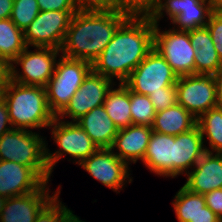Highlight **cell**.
<instances>
[{
    "mask_svg": "<svg viewBox=\"0 0 222 222\" xmlns=\"http://www.w3.org/2000/svg\"><path fill=\"white\" fill-rule=\"evenodd\" d=\"M153 130L150 126L132 124L126 128L119 129L110 147L119 159L130 165L138 160H143L147 151L148 143Z\"/></svg>",
    "mask_w": 222,
    "mask_h": 222,
    "instance_id": "18",
    "label": "cell"
},
{
    "mask_svg": "<svg viewBox=\"0 0 222 222\" xmlns=\"http://www.w3.org/2000/svg\"><path fill=\"white\" fill-rule=\"evenodd\" d=\"M189 37L195 52V74L214 75L221 67L222 60L214 47L207 27L189 30Z\"/></svg>",
    "mask_w": 222,
    "mask_h": 222,
    "instance_id": "22",
    "label": "cell"
},
{
    "mask_svg": "<svg viewBox=\"0 0 222 222\" xmlns=\"http://www.w3.org/2000/svg\"><path fill=\"white\" fill-rule=\"evenodd\" d=\"M103 106L118 129L132 125L130 89L124 83H119L118 88L111 87Z\"/></svg>",
    "mask_w": 222,
    "mask_h": 222,
    "instance_id": "24",
    "label": "cell"
},
{
    "mask_svg": "<svg viewBox=\"0 0 222 222\" xmlns=\"http://www.w3.org/2000/svg\"><path fill=\"white\" fill-rule=\"evenodd\" d=\"M218 106L222 107V67L213 75Z\"/></svg>",
    "mask_w": 222,
    "mask_h": 222,
    "instance_id": "41",
    "label": "cell"
},
{
    "mask_svg": "<svg viewBox=\"0 0 222 222\" xmlns=\"http://www.w3.org/2000/svg\"><path fill=\"white\" fill-rule=\"evenodd\" d=\"M52 128L51 134L56 145L60 149L54 153L46 148V160L48 167L53 172L54 166L64 155H70L76 160L78 165L89 156H91L98 147L87 135V133L79 126L77 122H69L58 119L57 117L49 125Z\"/></svg>",
    "mask_w": 222,
    "mask_h": 222,
    "instance_id": "6",
    "label": "cell"
},
{
    "mask_svg": "<svg viewBox=\"0 0 222 222\" xmlns=\"http://www.w3.org/2000/svg\"><path fill=\"white\" fill-rule=\"evenodd\" d=\"M48 182L37 191L7 198L0 222H35L38 213L58 194L60 187L51 196Z\"/></svg>",
    "mask_w": 222,
    "mask_h": 222,
    "instance_id": "15",
    "label": "cell"
},
{
    "mask_svg": "<svg viewBox=\"0 0 222 222\" xmlns=\"http://www.w3.org/2000/svg\"><path fill=\"white\" fill-rule=\"evenodd\" d=\"M205 203L222 221V188L203 195Z\"/></svg>",
    "mask_w": 222,
    "mask_h": 222,
    "instance_id": "36",
    "label": "cell"
},
{
    "mask_svg": "<svg viewBox=\"0 0 222 222\" xmlns=\"http://www.w3.org/2000/svg\"><path fill=\"white\" fill-rule=\"evenodd\" d=\"M175 136L152 132L142 163L157 175L174 178Z\"/></svg>",
    "mask_w": 222,
    "mask_h": 222,
    "instance_id": "19",
    "label": "cell"
},
{
    "mask_svg": "<svg viewBox=\"0 0 222 222\" xmlns=\"http://www.w3.org/2000/svg\"><path fill=\"white\" fill-rule=\"evenodd\" d=\"M196 222H222L221 219L207 206L197 215Z\"/></svg>",
    "mask_w": 222,
    "mask_h": 222,
    "instance_id": "39",
    "label": "cell"
},
{
    "mask_svg": "<svg viewBox=\"0 0 222 222\" xmlns=\"http://www.w3.org/2000/svg\"><path fill=\"white\" fill-rule=\"evenodd\" d=\"M206 27L210 32L218 56L222 60V14L212 13Z\"/></svg>",
    "mask_w": 222,
    "mask_h": 222,
    "instance_id": "33",
    "label": "cell"
},
{
    "mask_svg": "<svg viewBox=\"0 0 222 222\" xmlns=\"http://www.w3.org/2000/svg\"><path fill=\"white\" fill-rule=\"evenodd\" d=\"M79 9L120 10L119 0H77Z\"/></svg>",
    "mask_w": 222,
    "mask_h": 222,
    "instance_id": "35",
    "label": "cell"
},
{
    "mask_svg": "<svg viewBox=\"0 0 222 222\" xmlns=\"http://www.w3.org/2000/svg\"><path fill=\"white\" fill-rule=\"evenodd\" d=\"M1 97L7 104L13 128H48L56 118L49 108L45 87L23 85L11 80Z\"/></svg>",
    "mask_w": 222,
    "mask_h": 222,
    "instance_id": "3",
    "label": "cell"
},
{
    "mask_svg": "<svg viewBox=\"0 0 222 222\" xmlns=\"http://www.w3.org/2000/svg\"><path fill=\"white\" fill-rule=\"evenodd\" d=\"M197 126L204 139L207 138L209 146L206 152L222 153V107L211 108L197 119Z\"/></svg>",
    "mask_w": 222,
    "mask_h": 222,
    "instance_id": "26",
    "label": "cell"
},
{
    "mask_svg": "<svg viewBox=\"0 0 222 222\" xmlns=\"http://www.w3.org/2000/svg\"><path fill=\"white\" fill-rule=\"evenodd\" d=\"M154 47V23L149 16L130 15L117 29L92 71L124 83Z\"/></svg>",
    "mask_w": 222,
    "mask_h": 222,
    "instance_id": "1",
    "label": "cell"
},
{
    "mask_svg": "<svg viewBox=\"0 0 222 222\" xmlns=\"http://www.w3.org/2000/svg\"><path fill=\"white\" fill-rule=\"evenodd\" d=\"M59 194L38 213L35 222H61L63 215L69 208L59 200Z\"/></svg>",
    "mask_w": 222,
    "mask_h": 222,
    "instance_id": "31",
    "label": "cell"
},
{
    "mask_svg": "<svg viewBox=\"0 0 222 222\" xmlns=\"http://www.w3.org/2000/svg\"><path fill=\"white\" fill-rule=\"evenodd\" d=\"M172 202L179 222H196L197 215L206 206L203 195L194 193L182 186Z\"/></svg>",
    "mask_w": 222,
    "mask_h": 222,
    "instance_id": "27",
    "label": "cell"
},
{
    "mask_svg": "<svg viewBox=\"0 0 222 222\" xmlns=\"http://www.w3.org/2000/svg\"><path fill=\"white\" fill-rule=\"evenodd\" d=\"M212 13L222 14V0H208Z\"/></svg>",
    "mask_w": 222,
    "mask_h": 222,
    "instance_id": "43",
    "label": "cell"
},
{
    "mask_svg": "<svg viewBox=\"0 0 222 222\" xmlns=\"http://www.w3.org/2000/svg\"><path fill=\"white\" fill-rule=\"evenodd\" d=\"M27 47L24 31L10 18L0 20V58L12 63Z\"/></svg>",
    "mask_w": 222,
    "mask_h": 222,
    "instance_id": "25",
    "label": "cell"
},
{
    "mask_svg": "<svg viewBox=\"0 0 222 222\" xmlns=\"http://www.w3.org/2000/svg\"><path fill=\"white\" fill-rule=\"evenodd\" d=\"M78 10L40 11L24 30L28 47L61 49L72 16Z\"/></svg>",
    "mask_w": 222,
    "mask_h": 222,
    "instance_id": "10",
    "label": "cell"
},
{
    "mask_svg": "<svg viewBox=\"0 0 222 222\" xmlns=\"http://www.w3.org/2000/svg\"><path fill=\"white\" fill-rule=\"evenodd\" d=\"M186 175L188 178L183 186L191 192L204 195L221 189L222 153L206 152Z\"/></svg>",
    "mask_w": 222,
    "mask_h": 222,
    "instance_id": "17",
    "label": "cell"
},
{
    "mask_svg": "<svg viewBox=\"0 0 222 222\" xmlns=\"http://www.w3.org/2000/svg\"><path fill=\"white\" fill-rule=\"evenodd\" d=\"M40 11L79 10L77 0H37Z\"/></svg>",
    "mask_w": 222,
    "mask_h": 222,
    "instance_id": "34",
    "label": "cell"
},
{
    "mask_svg": "<svg viewBox=\"0 0 222 222\" xmlns=\"http://www.w3.org/2000/svg\"><path fill=\"white\" fill-rule=\"evenodd\" d=\"M178 75L164 57L152 49L131 72L124 84L136 93L149 96L163 87H176Z\"/></svg>",
    "mask_w": 222,
    "mask_h": 222,
    "instance_id": "7",
    "label": "cell"
},
{
    "mask_svg": "<svg viewBox=\"0 0 222 222\" xmlns=\"http://www.w3.org/2000/svg\"><path fill=\"white\" fill-rule=\"evenodd\" d=\"M45 181L31 168L0 160V196L10 198L37 191Z\"/></svg>",
    "mask_w": 222,
    "mask_h": 222,
    "instance_id": "16",
    "label": "cell"
},
{
    "mask_svg": "<svg viewBox=\"0 0 222 222\" xmlns=\"http://www.w3.org/2000/svg\"><path fill=\"white\" fill-rule=\"evenodd\" d=\"M197 126V119L184 107L176 103L165 110L156 112L152 130L171 136L186 133Z\"/></svg>",
    "mask_w": 222,
    "mask_h": 222,
    "instance_id": "23",
    "label": "cell"
},
{
    "mask_svg": "<svg viewBox=\"0 0 222 222\" xmlns=\"http://www.w3.org/2000/svg\"><path fill=\"white\" fill-rule=\"evenodd\" d=\"M90 176L114 192L122 190L125 182L131 183L129 165L118 158L110 148H98L91 156L79 164ZM128 179V180H127ZM127 180V181H126Z\"/></svg>",
    "mask_w": 222,
    "mask_h": 222,
    "instance_id": "13",
    "label": "cell"
},
{
    "mask_svg": "<svg viewBox=\"0 0 222 222\" xmlns=\"http://www.w3.org/2000/svg\"><path fill=\"white\" fill-rule=\"evenodd\" d=\"M59 58L54 74L45 87L47 102L55 117L66 108L71 97L92 71V63L88 61L71 59L62 55Z\"/></svg>",
    "mask_w": 222,
    "mask_h": 222,
    "instance_id": "5",
    "label": "cell"
},
{
    "mask_svg": "<svg viewBox=\"0 0 222 222\" xmlns=\"http://www.w3.org/2000/svg\"><path fill=\"white\" fill-rule=\"evenodd\" d=\"M154 24V49H156L179 76L195 74V52L188 31L168 29L160 31Z\"/></svg>",
    "mask_w": 222,
    "mask_h": 222,
    "instance_id": "8",
    "label": "cell"
},
{
    "mask_svg": "<svg viewBox=\"0 0 222 222\" xmlns=\"http://www.w3.org/2000/svg\"><path fill=\"white\" fill-rule=\"evenodd\" d=\"M28 48L27 46L11 63L12 81L23 85L46 87L54 74L60 50L48 47H34L35 51H29ZM15 65H21L22 72L18 71Z\"/></svg>",
    "mask_w": 222,
    "mask_h": 222,
    "instance_id": "9",
    "label": "cell"
},
{
    "mask_svg": "<svg viewBox=\"0 0 222 222\" xmlns=\"http://www.w3.org/2000/svg\"><path fill=\"white\" fill-rule=\"evenodd\" d=\"M76 122L98 148H110L119 130L103 105L93 108Z\"/></svg>",
    "mask_w": 222,
    "mask_h": 222,
    "instance_id": "21",
    "label": "cell"
},
{
    "mask_svg": "<svg viewBox=\"0 0 222 222\" xmlns=\"http://www.w3.org/2000/svg\"><path fill=\"white\" fill-rule=\"evenodd\" d=\"M205 139L198 126L192 130L175 136L174 178L187 174L206 153Z\"/></svg>",
    "mask_w": 222,
    "mask_h": 222,
    "instance_id": "20",
    "label": "cell"
},
{
    "mask_svg": "<svg viewBox=\"0 0 222 222\" xmlns=\"http://www.w3.org/2000/svg\"><path fill=\"white\" fill-rule=\"evenodd\" d=\"M130 110L132 124L152 126L156 110L147 95L130 90Z\"/></svg>",
    "mask_w": 222,
    "mask_h": 222,
    "instance_id": "28",
    "label": "cell"
},
{
    "mask_svg": "<svg viewBox=\"0 0 222 222\" xmlns=\"http://www.w3.org/2000/svg\"><path fill=\"white\" fill-rule=\"evenodd\" d=\"M46 140L32 130L11 128L0 137V160L31 167L45 182L51 171L46 160Z\"/></svg>",
    "mask_w": 222,
    "mask_h": 222,
    "instance_id": "4",
    "label": "cell"
},
{
    "mask_svg": "<svg viewBox=\"0 0 222 222\" xmlns=\"http://www.w3.org/2000/svg\"><path fill=\"white\" fill-rule=\"evenodd\" d=\"M12 80V65L0 58V96Z\"/></svg>",
    "mask_w": 222,
    "mask_h": 222,
    "instance_id": "37",
    "label": "cell"
},
{
    "mask_svg": "<svg viewBox=\"0 0 222 222\" xmlns=\"http://www.w3.org/2000/svg\"><path fill=\"white\" fill-rule=\"evenodd\" d=\"M129 16L121 10L79 9L71 18L60 53L93 63Z\"/></svg>",
    "mask_w": 222,
    "mask_h": 222,
    "instance_id": "2",
    "label": "cell"
},
{
    "mask_svg": "<svg viewBox=\"0 0 222 222\" xmlns=\"http://www.w3.org/2000/svg\"><path fill=\"white\" fill-rule=\"evenodd\" d=\"M113 85L116 84L111 79L91 71L57 118L69 117L71 122H76L93 108L103 105Z\"/></svg>",
    "mask_w": 222,
    "mask_h": 222,
    "instance_id": "14",
    "label": "cell"
},
{
    "mask_svg": "<svg viewBox=\"0 0 222 222\" xmlns=\"http://www.w3.org/2000/svg\"><path fill=\"white\" fill-rule=\"evenodd\" d=\"M120 10L129 15L149 16L161 0H119Z\"/></svg>",
    "mask_w": 222,
    "mask_h": 222,
    "instance_id": "30",
    "label": "cell"
},
{
    "mask_svg": "<svg viewBox=\"0 0 222 222\" xmlns=\"http://www.w3.org/2000/svg\"><path fill=\"white\" fill-rule=\"evenodd\" d=\"M61 222H85L80 220V218L73 214L72 210H68L62 217Z\"/></svg>",
    "mask_w": 222,
    "mask_h": 222,
    "instance_id": "42",
    "label": "cell"
},
{
    "mask_svg": "<svg viewBox=\"0 0 222 222\" xmlns=\"http://www.w3.org/2000/svg\"><path fill=\"white\" fill-rule=\"evenodd\" d=\"M177 103L196 119L218 106L213 75L192 74L179 76L176 83Z\"/></svg>",
    "mask_w": 222,
    "mask_h": 222,
    "instance_id": "12",
    "label": "cell"
},
{
    "mask_svg": "<svg viewBox=\"0 0 222 222\" xmlns=\"http://www.w3.org/2000/svg\"><path fill=\"white\" fill-rule=\"evenodd\" d=\"M163 12L174 24L172 28L182 31L206 27L212 14L208 0H161L149 15L151 21L158 24Z\"/></svg>",
    "mask_w": 222,
    "mask_h": 222,
    "instance_id": "11",
    "label": "cell"
},
{
    "mask_svg": "<svg viewBox=\"0 0 222 222\" xmlns=\"http://www.w3.org/2000/svg\"><path fill=\"white\" fill-rule=\"evenodd\" d=\"M148 97L158 112L177 103V90L176 87H163L162 91L152 92Z\"/></svg>",
    "mask_w": 222,
    "mask_h": 222,
    "instance_id": "32",
    "label": "cell"
},
{
    "mask_svg": "<svg viewBox=\"0 0 222 222\" xmlns=\"http://www.w3.org/2000/svg\"><path fill=\"white\" fill-rule=\"evenodd\" d=\"M7 198L0 196V217L1 213L3 212L4 205L6 203Z\"/></svg>",
    "mask_w": 222,
    "mask_h": 222,
    "instance_id": "44",
    "label": "cell"
},
{
    "mask_svg": "<svg viewBox=\"0 0 222 222\" xmlns=\"http://www.w3.org/2000/svg\"><path fill=\"white\" fill-rule=\"evenodd\" d=\"M40 12L37 0H14L11 21L24 31Z\"/></svg>",
    "mask_w": 222,
    "mask_h": 222,
    "instance_id": "29",
    "label": "cell"
},
{
    "mask_svg": "<svg viewBox=\"0 0 222 222\" xmlns=\"http://www.w3.org/2000/svg\"><path fill=\"white\" fill-rule=\"evenodd\" d=\"M14 0H0V20L11 17Z\"/></svg>",
    "mask_w": 222,
    "mask_h": 222,
    "instance_id": "40",
    "label": "cell"
},
{
    "mask_svg": "<svg viewBox=\"0 0 222 222\" xmlns=\"http://www.w3.org/2000/svg\"><path fill=\"white\" fill-rule=\"evenodd\" d=\"M11 128H13V126L9 118L7 104L4 99L0 96V137Z\"/></svg>",
    "mask_w": 222,
    "mask_h": 222,
    "instance_id": "38",
    "label": "cell"
}]
</instances>
